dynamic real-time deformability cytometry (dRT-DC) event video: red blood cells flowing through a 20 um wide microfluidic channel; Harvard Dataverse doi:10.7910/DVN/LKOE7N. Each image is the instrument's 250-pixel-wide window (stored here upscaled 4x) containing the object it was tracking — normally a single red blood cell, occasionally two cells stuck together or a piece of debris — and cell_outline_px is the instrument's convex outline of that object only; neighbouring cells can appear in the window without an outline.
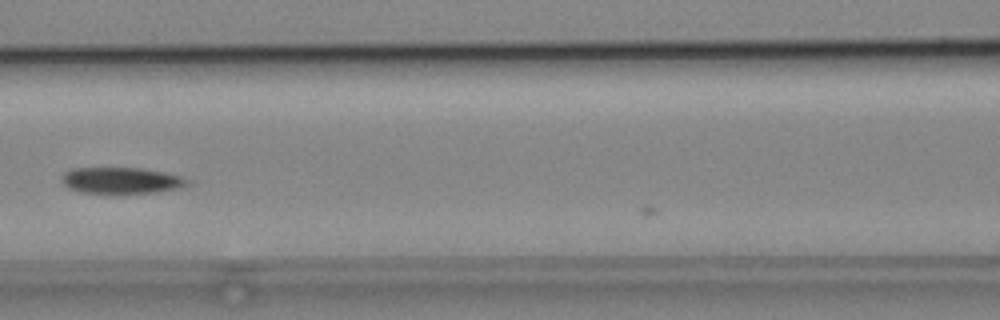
{"species": "common noctule bat (a hibernating species)", "species_latin": "Nyctalus noctula", "temperature_condition": "cold", "stored_images_in_passage": 9, "camera_frame_rate_fps": 3000, "um_per_image_px": 0.085, "animal": {"sex": "male", "body_mass_g": 19.2, "forearm_length_mm": 51.8}, "frame": {"image": 1, "passage_image": 7, "time_ms": 2.0, "image_size_px": [1000, 320], "cell_outline_px": [[192, 184], [176, 188], [156, 192], [80, 192], [68, 188], [64, 184], [64, 172], [72, 168], [140, 168], [180, 176], [192, 180]], "centroid_in_image_um": [10.34, 15.32], "position_along_channel_um": 156.3, "area_um2": 18.73}}